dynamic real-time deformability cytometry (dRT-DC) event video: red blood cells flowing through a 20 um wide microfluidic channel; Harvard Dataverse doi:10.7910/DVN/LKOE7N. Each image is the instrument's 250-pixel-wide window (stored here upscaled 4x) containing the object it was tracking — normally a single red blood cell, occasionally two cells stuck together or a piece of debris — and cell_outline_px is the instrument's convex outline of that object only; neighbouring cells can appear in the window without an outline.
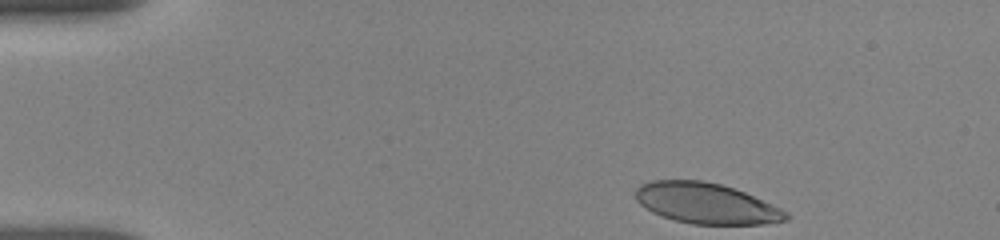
{"species": "human", "species_latin": "Homo sapiens", "temperature_condition": "room temperature", "stored_images_in_passage": 27, "camera_frame_rate_fps": 3000, "um_per_image_px": 0.085, "donor": {"sex": "female"}, "frame": {"image": 1, "passage_image": 1, "time_ms": 0.0, "image_size_px": [1000, 240], "cell_outline_px": [[792, 216], [788, 220], [764, 224], [692, 224], [676, 220], [652, 212], [640, 204], [636, 200], [636, 188], [640, 184], [652, 180], [700, 180], [720, 184], [744, 192], [780, 208], [788, 212]], "centroid_in_image_um": [60.03, 17.29], "position_along_channel_um": 25.0, "area_um2": 35.49}}
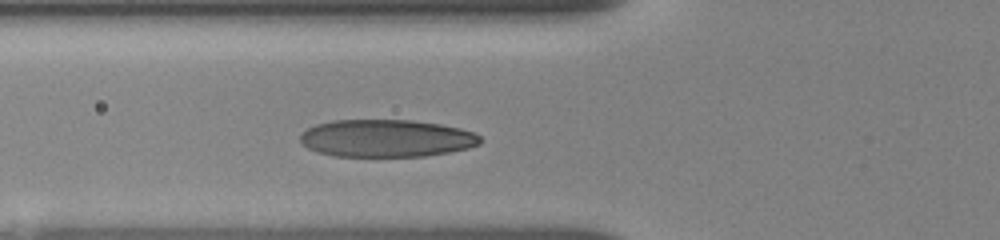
{"frame": {"image": 2, "passage_image": 16, "time_ms": 4.0, "image_size_px": [1000, 240], "cell_outline_px": [[484, 140], [480, 144], [468, 148], [448, 152], [424, 156], [332, 156], [308, 148], [300, 140], [300, 136], [308, 128], [316, 124], [332, 120], [412, 120], [440, 124], [460, 128], [472, 132], [480, 136]], "centroid_in_image_um": [32.87, 11.75], "position_along_channel_um": 92.9, "area_um2": 39.25}}
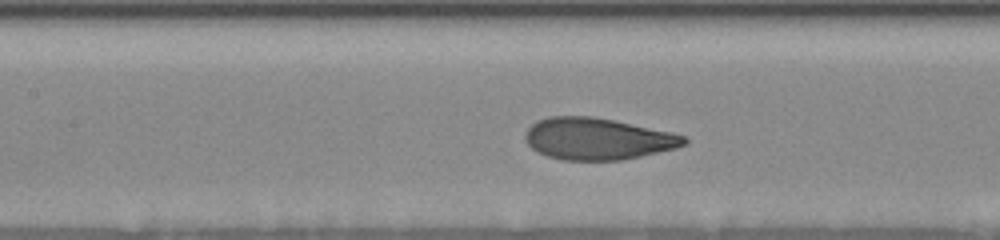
{"frame": {"image": 3, "passage_image": 22, "time_ms": 5.667, "image_size_px": [1000, 240], "cell_outline_px": [[688, 144], [676, 148], [640, 156], [620, 160], [560, 160], [536, 152], [524, 140], [524, 136], [528, 128], [536, 120], [548, 116], [592, 116], [672, 132], [684, 136], [688, 140]], "centroid_in_image_um": [50.76, 11.8], "position_along_channel_um": 156.6, "area_um2": 38.73}}